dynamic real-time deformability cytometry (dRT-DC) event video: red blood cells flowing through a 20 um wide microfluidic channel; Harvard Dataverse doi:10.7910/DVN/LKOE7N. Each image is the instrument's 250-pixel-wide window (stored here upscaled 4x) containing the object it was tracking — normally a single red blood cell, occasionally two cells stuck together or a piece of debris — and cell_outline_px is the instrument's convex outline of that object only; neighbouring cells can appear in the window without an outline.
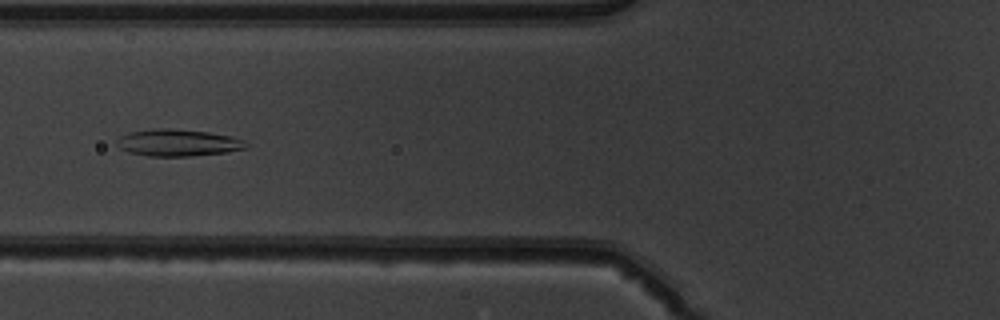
{"species": "common noctule bat (a hibernating species)", "species_latin": "Nyctalus noctula", "temperature_condition": "warm", "stored_images_in_passage": 15, "camera_frame_rate_fps": 3000, "um_per_image_px": 0.085, "animal": {"sex": "male", "body_mass_g": 19.5, "forearm_length_mm": 54.6}, "frame": {"image": 1, "passage_image": 7, "time_ms": 2.0, "image_size_px": [1000, 320], "cell_outline_px": [[248, 144], [244, 148], [224, 152], [188, 156], [148, 156], [128, 152], [120, 148], [116, 144], [116, 140], [120, 136], [128, 132], [156, 128], [168, 128], [208, 132], [232, 136], [244, 140]], "centroid_in_image_um": [15.07, 12.12], "position_along_channel_um": 110.7, "area_um2": 20.17}}
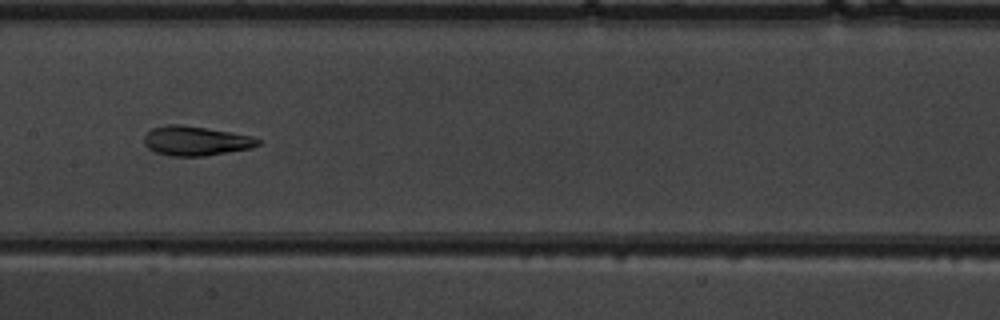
{"frame": {"image": 2, "passage_image": 13, "time_ms": 4.0, "image_size_px": [1000, 320], "cell_outline_px": [[260, 144], [252, 148], [204, 156], [172, 156], [156, 152], [148, 148], [144, 144], [144, 136], [152, 128], [168, 124], [176, 124], [204, 128], [252, 136], [260, 140]], "centroid_in_image_um": [16.62, 11.98], "position_along_channel_um": 190.8, "area_um2": 19.31}}